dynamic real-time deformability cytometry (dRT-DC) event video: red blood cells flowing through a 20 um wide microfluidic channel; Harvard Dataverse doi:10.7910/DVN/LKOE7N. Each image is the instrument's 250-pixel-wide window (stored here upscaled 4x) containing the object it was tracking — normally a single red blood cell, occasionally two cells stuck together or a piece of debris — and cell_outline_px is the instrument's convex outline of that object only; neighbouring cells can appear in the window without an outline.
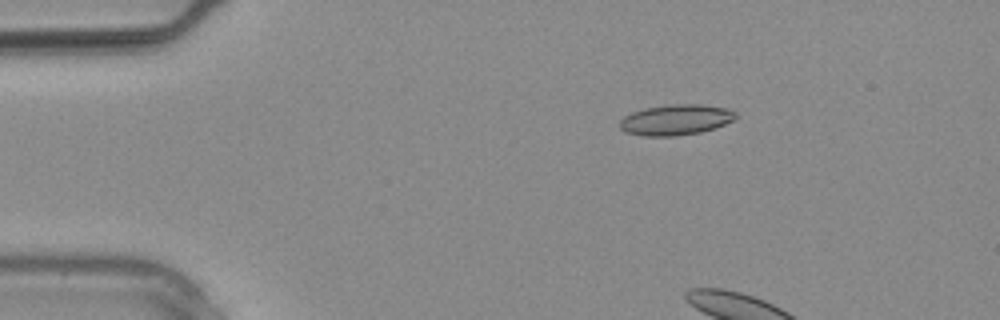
{"species": "common noctule bat (a hibernating species)", "species_latin": "Nyctalus noctula", "temperature_condition": "warm", "stored_images_in_passage": 1, "camera_frame_rate_fps": 3000, "um_per_image_px": 0.085, "animal": {"sex": "male", "body_mass_g": 20.4}, "frame": {"image": 1, "passage_image": 1, "time_ms": 0.0, "image_size_px": [1000, 320], "cell_outline_px": [[736, 120], [716, 128], [700, 132], [676, 136], [644, 136], [624, 132], [620, 128], [620, 120], [624, 116], [632, 112], [644, 108], [668, 104], [704, 104], [728, 108], [736, 112]], "centroid_in_image_um": [57.47, 10.18], "position_along_channel_um": 27.5, "area_um2": 21.04}}